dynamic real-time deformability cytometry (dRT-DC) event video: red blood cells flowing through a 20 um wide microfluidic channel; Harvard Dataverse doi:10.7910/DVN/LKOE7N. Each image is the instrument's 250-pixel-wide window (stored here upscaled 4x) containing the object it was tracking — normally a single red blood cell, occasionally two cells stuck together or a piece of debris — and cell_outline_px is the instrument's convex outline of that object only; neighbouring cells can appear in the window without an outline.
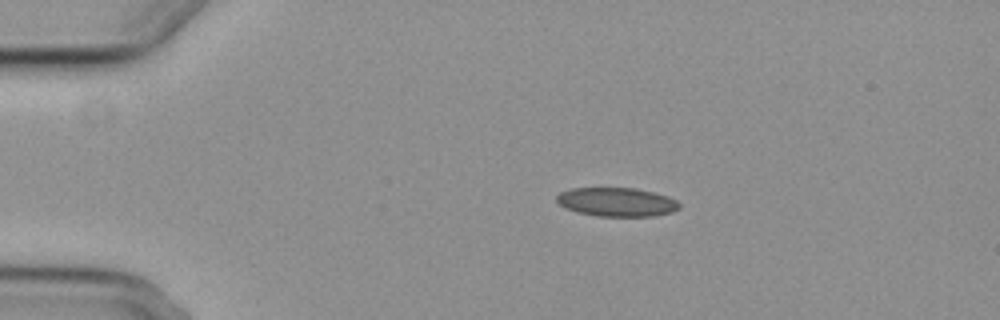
{"species": "common noctule bat (a hibernating species)", "species_latin": "Nyctalus noctula", "temperature_condition": "cold", "stored_images_in_passage": 5, "camera_frame_rate_fps": 3000, "um_per_image_px": 0.085, "animal": {"sex": "female", "body_mass_g": 29.2, "forearm_length_mm": 56.3}, "frame": {"image": 1, "passage_image": 3, "time_ms": 2.333, "image_size_px": [1000, 320], "cell_outline_px": [[680, 208], [672, 212], [652, 216], [596, 216], [564, 208], [556, 200], [556, 196], [560, 192], [572, 188], [636, 188], [668, 196], [676, 200], [680, 204]], "centroid_in_image_um": [52.42, 17.17], "position_along_channel_um": 32.6, "area_um2": 20.58}}
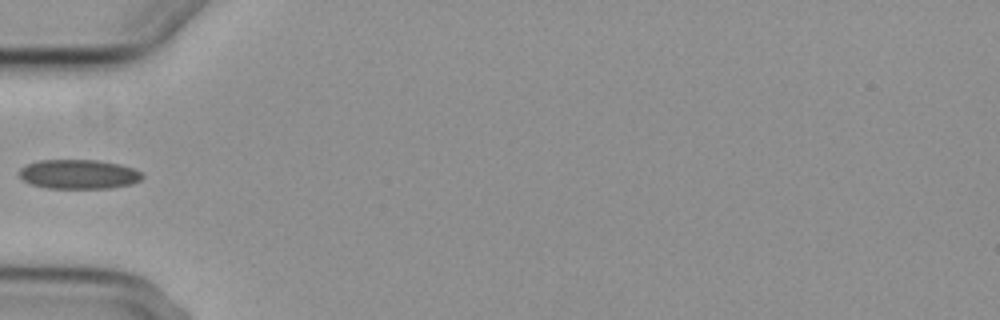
{"frame": {"image": 2, "passage_image": 5, "time_ms": 5.0, "image_size_px": [1000, 320], "cell_outline_px": [[144, 176], [140, 180], [132, 184], [112, 188], [48, 188], [32, 184], [24, 180], [20, 176], [20, 168], [28, 164], [40, 160], [96, 160], [120, 164], [144, 172]], "centroid_in_image_um": [6.74, 14.81], "position_along_channel_um": 78.3, "area_um2": 21.04}}